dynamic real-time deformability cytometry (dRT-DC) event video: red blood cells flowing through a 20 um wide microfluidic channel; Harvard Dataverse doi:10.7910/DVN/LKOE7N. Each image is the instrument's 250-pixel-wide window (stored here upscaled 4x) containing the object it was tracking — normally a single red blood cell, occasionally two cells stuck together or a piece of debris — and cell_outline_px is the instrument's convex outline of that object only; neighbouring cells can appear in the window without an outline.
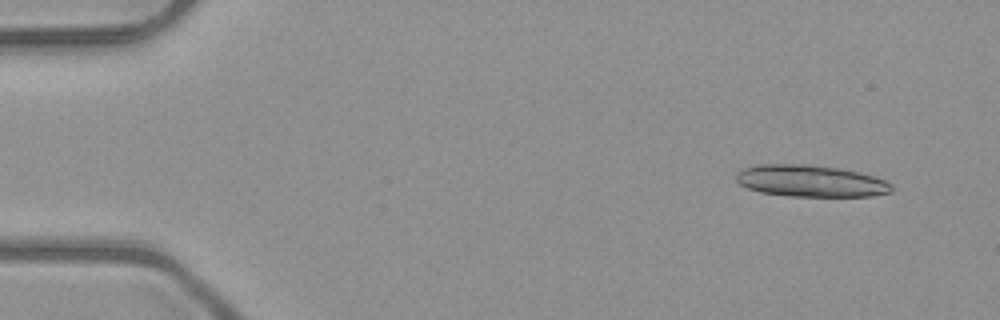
{"species": "common noctule bat (a hibernating species)", "species_latin": "Nyctalus noctula", "temperature_condition": "room temperature", "stored_images_in_passage": 20, "camera_frame_rate_fps": 3000, "um_per_image_px": 0.085, "animal": {"sex": "male", "body_mass_g": 23.1, "forearm_length_mm": 52.7}, "frame": {"image": 1, "passage_image": 1, "time_ms": 0.0, "image_size_px": [1000, 320], "cell_outline_px": [[892, 192], [872, 196], [788, 196], [760, 192], [748, 188], [740, 184], [736, 180], [736, 172], [740, 168], [756, 164], [808, 164], [840, 168], [888, 180], [892, 184]], "centroid_in_image_um": [68.88, 15.37], "position_along_channel_um": 16.1, "area_um2": 29.02}}
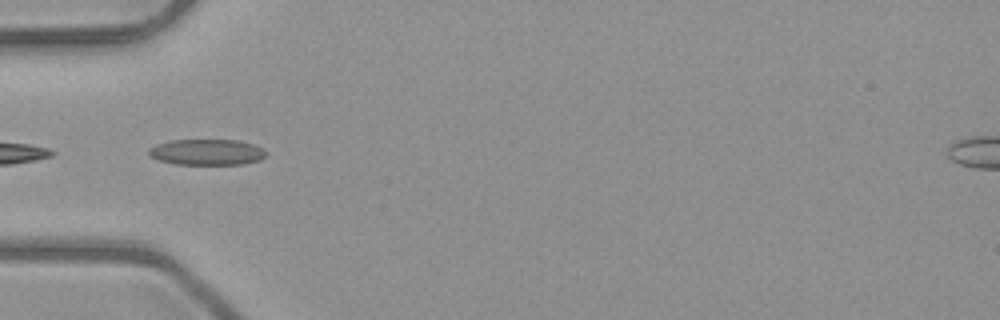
{"frame": {"image": 2, "passage_image": 14, "time_ms": 4.333, "image_size_px": [1000, 320], "cell_outline_px": [[268, 152], [260, 160], [244, 164], [176, 164], [160, 160], [148, 156], [148, 148], [156, 144], [172, 140], [240, 140], [264, 148]], "centroid_in_image_um": [17.59, 12.92], "position_along_channel_um": 67.4, "area_um2": 17.8}}